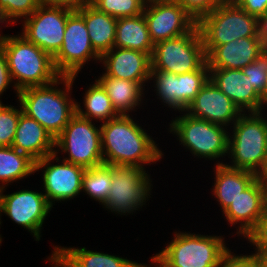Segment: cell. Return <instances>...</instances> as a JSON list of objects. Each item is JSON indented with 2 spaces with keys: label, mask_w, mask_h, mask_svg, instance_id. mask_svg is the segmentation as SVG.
<instances>
[{
  "label": "cell",
  "mask_w": 267,
  "mask_h": 267,
  "mask_svg": "<svg viewBox=\"0 0 267 267\" xmlns=\"http://www.w3.org/2000/svg\"><path fill=\"white\" fill-rule=\"evenodd\" d=\"M104 164L145 168L163 158V152L130 115H119L100 124Z\"/></svg>",
  "instance_id": "obj_1"
},
{
  "label": "cell",
  "mask_w": 267,
  "mask_h": 267,
  "mask_svg": "<svg viewBox=\"0 0 267 267\" xmlns=\"http://www.w3.org/2000/svg\"><path fill=\"white\" fill-rule=\"evenodd\" d=\"M76 77L61 76L49 85L28 87L18 92L23 113L42 125L54 140L76 113V101L69 96ZM60 84L64 85L63 90L58 88Z\"/></svg>",
  "instance_id": "obj_2"
},
{
  "label": "cell",
  "mask_w": 267,
  "mask_h": 267,
  "mask_svg": "<svg viewBox=\"0 0 267 267\" xmlns=\"http://www.w3.org/2000/svg\"><path fill=\"white\" fill-rule=\"evenodd\" d=\"M0 46L7 58L16 96L22 89L46 86L61 77L55 68L53 57L34 43L28 42L22 35L0 34Z\"/></svg>",
  "instance_id": "obj_3"
},
{
  "label": "cell",
  "mask_w": 267,
  "mask_h": 267,
  "mask_svg": "<svg viewBox=\"0 0 267 267\" xmlns=\"http://www.w3.org/2000/svg\"><path fill=\"white\" fill-rule=\"evenodd\" d=\"M262 112H243L231 126L227 155L232 160L225 165L261 174L267 162V119Z\"/></svg>",
  "instance_id": "obj_4"
},
{
  "label": "cell",
  "mask_w": 267,
  "mask_h": 267,
  "mask_svg": "<svg viewBox=\"0 0 267 267\" xmlns=\"http://www.w3.org/2000/svg\"><path fill=\"white\" fill-rule=\"evenodd\" d=\"M173 240L151 257L162 267H221L224 256L230 251L224 237L175 232Z\"/></svg>",
  "instance_id": "obj_5"
},
{
  "label": "cell",
  "mask_w": 267,
  "mask_h": 267,
  "mask_svg": "<svg viewBox=\"0 0 267 267\" xmlns=\"http://www.w3.org/2000/svg\"><path fill=\"white\" fill-rule=\"evenodd\" d=\"M206 57L219 45L245 37L258 36V18L229 0L219 4L198 22Z\"/></svg>",
  "instance_id": "obj_6"
},
{
  "label": "cell",
  "mask_w": 267,
  "mask_h": 267,
  "mask_svg": "<svg viewBox=\"0 0 267 267\" xmlns=\"http://www.w3.org/2000/svg\"><path fill=\"white\" fill-rule=\"evenodd\" d=\"M206 61L203 39L196 24L183 35L154 44L151 70L178 75L196 71Z\"/></svg>",
  "instance_id": "obj_7"
},
{
  "label": "cell",
  "mask_w": 267,
  "mask_h": 267,
  "mask_svg": "<svg viewBox=\"0 0 267 267\" xmlns=\"http://www.w3.org/2000/svg\"><path fill=\"white\" fill-rule=\"evenodd\" d=\"M169 126V132L178 137L181 142L179 144L190 150L195 157L216 160L228 154L229 132L222 125L184 113L172 119Z\"/></svg>",
  "instance_id": "obj_8"
},
{
  "label": "cell",
  "mask_w": 267,
  "mask_h": 267,
  "mask_svg": "<svg viewBox=\"0 0 267 267\" xmlns=\"http://www.w3.org/2000/svg\"><path fill=\"white\" fill-rule=\"evenodd\" d=\"M94 125L92 120L75 113L55 139V154L61 150L68 154V157H63L64 161L85 168L103 164L101 129Z\"/></svg>",
  "instance_id": "obj_9"
},
{
  "label": "cell",
  "mask_w": 267,
  "mask_h": 267,
  "mask_svg": "<svg viewBox=\"0 0 267 267\" xmlns=\"http://www.w3.org/2000/svg\"><path fill=\"white\" fill-rule=\"evenodd\" d=\"M146 168L133 165H112V181L104 208L115 214L127 215L151 198L152 181Z\"/></svg>",
  "instance_id": "obj_10"
},
{
  "label": "cell",
  "mask_w": 267,
  "mask_h": 267,
  "mask_svg": "<svg viewBox=\"0 0 267 267\" xmlns=\"http://www.w3.org/2000/svg\"><path fill=\"white\" fill-rule=\"evenodd\" d=\"M91 59L100 61V56L91 45L83 16L73 10L67 18L62 47L53 57L57 72L61 76H74Z\"/></svg>",
  "instance_id": "obj_11"
},
{
  "label": "cell",
  "mask_w": 267,
  "mask_h": 267,
  "mask_svg": "<svg viewBox=\"0 0 267 267\" xmlns=\"http://www.w3.org/2000/svg\"><path fill=\"white\" fill-rule=\"evenodd\" d=\"M72 11L65 7L40 4L23 20V30L19 34L54 57L62 47L66 21Z\"/></svg>",
  "instance_id": "obj_12"
},
{
  "label": "cell",
  "mask_w": 267,
  "mask_h": 267,
  "mask_svg": "<svg viewBox=\"0 0 267 267\" xmlns=\"http://www.w3.org/2000/svg\"><path fill=\"white\" fill-rule=\"evenodd\" d=\"M4 190L5 188L0 189V216L1 213H5L16 224L28 230L36 241H39L42 224L53 208L44 192L22 189L4 195ZM1 223L0 219V225ZM1 241L0 235V245Z\"/></svg>",
  "instance_id": "obj_13"
},
{
  "label": "cell",
  "mask_w": 267,
  "mask_h": 267,
  "mask_svg": "<svg viewBox=\"0 0 267 267\" xmlns=\"http://www.w3.org/2000/svg\"><path fill=\"white\" fill-rule=\"evenodd\" d=\"M56 160V163L52 164ZM43 168L44 195L53 207L55 201H66L77 197L82 192V177L85 167L66 162L55 153L35 161V171ZM54 202V203H53Z\"/></svg>",
  "instance_id": "obj_14"
},
{
  "label": "cell",
  "mask_w": 267,
  "mask_h": 267,
  "mask_svg": "<svg viewBox=\"0 0 267 267\" xmlns=\"http://www.w3.org/2000/svg\"><path fill=\"white\" fill-rule=\"evenodd\" d=\"M150 38L154 44L189 32L197 21L176 1L144 6Z\"/></svg>",
  "instance_id": "obj_15"
},
{
  "label": "cell",
  "mask_w": 267,
  "mask_h": 267,
  "mask_svg": "<svg viewBox=\"0 0 267 267\" xmlns=\"http://www.w3.org/2000/svg\"><path fill=\"white\" fill-rule=\"evenodd\" d=\"M185 112L194 118L226 128L233 125L243 113L210 79L198 92Z\"/></svg>",
  "instance_id": "obj_16"
},
{
  "label": "cell",
  "mask_w": 267,
  "mask_h": 267,
  "mask_svg": "<svg viewBox=\"0 0 267 267\" xmlns=\"http://www.w3.org/2000/svg\"><path fill=\"white\" fill-rule=\"evenodd\" d=\"M106 76L140 83L143 87L151 74V55L138 50L113 47L100 57Z\"/></svg>",
  "instance_id": "obj_17"
},
{
  "label": "cell",
  "mask_w": 267,
  "mask_h": 267,
  "mask_svg": "<svg viewBox=\"0 0 267 267\" xmlns=\"http://www.w3.org/2000/svg\"><path fill=\"white\" fill-rule=\"evenodd\" d=\"M209 79L230 98L242 112H261L266 105L242 69H209ZM246 110V111H245Z\"/></svg>",
  "instance_id": "obj_18"
},
{
  "label": "cell",
  "mask_w": 267,
  "mask_h": 267,
  "mask_svg": "<svg viewBox=\"0 0 267 267\" xmlns=\"http://www.w3.org/2000/svg\"><path fill=\"white\" fill-rule=\"evenodd\" d=\"M226 220L231 224H239L238 236L244 238L256 227L259 219L264 215L263 192L257 178L247 189L231 202L223 212ZM239 222V223H238Z\"/></svg>",
  "instance_id": "obj_19"
},
{
  "label": "cell",
  "mask_w": 267,
  "mask_h": 267,
  "mask_svg": "<svg viewBox=\"0 0 267 267\" xmlns=\"http://www.w3.org/2000/svg\"><path fill=\"white\" fill-rule=\"evenodd\" d=\"M262 53L259 37H245L217 46L206 58L209 69H242Z\"/></svg>",
  "instance_id": "obj_20"
},
{
  "label": "cell",
  "mask_w": 267,
  "mask_h": 267,
  "mask_svg": "<svg viewBox=\"0 0 267 267\" xmlns=\"http://www.w3.org/2000/svg\"><path fill=\"white\" fill-rule=\"evenodd\" d=\"M12 147L37 161L55 153V140L35 119L22 112Z\"/></svg>",
  "instance_id": "obj_21"
},
{
  "label": "cell",
  "mask_w": 267,
  "mask_h": 267,
  "mask_svg": "<svg viewBox=\"0 0 267 267\" xmlns=\"http://www.w3.org/2000/svg\"><path fill=\"white\" fill-rule=\"evenodd\" d=\"M215 165V182L211 192L224 212L231 202L258 178V175L251 171L234 169L219 161Z\"/></svg>",
  "instance_id": "obj_22"
},
{
  "label": "cell",
  "mask_w": 267,
  "mask_h": 267,
  "mask_svg": "<svg viewBox=\"0 0 267 267\" xmlns=\"http://www.w3.org/2000/svg\"><path fill=\"white\" fill-rule=\"evenodd\" d=\"M84 18L91 45L101 57L114 47L117 18L88 4L77 10Z\"/></svg>",
  "instance_id": "obj_23"
},
{
  "label": "cell",
  "mask_w": 267,
  "mask_h": 267,
  "mask_svg": "<svg viewBox=\"0 0 267 267\" xmlns=\"http://www.w3.org/2000/svg\"><path fill=\"white\" fill-rule=\"evenodd\" d=\"M97 81L108 94L119 115H130L129 112L135 111L136 106L139 107L141 101L143 102L145 87L138 82L117 79L104 74L99 76Z\"/></svg>",
  "instance_id": "obj_24"
},
{
  "label": "cell",
  "mask_w": 267,
  "mask_h": 267,
  "mask_svg": "<svg viewBox=\"0 0 267 267\" xmlns=\"http://www.w3.org/2000/svg\"><path fill=\"white\" fill-rule=\"evenodd\" d=\"M114 47L128 48L152 55L154 43L148 30L144 14L117 18Z\"/></svg>",
  "instance_id": "obj_25"
},
{
  "label": "cell",
  "mask_w": 267,
  "mask_h": 267,
  "mask_svg": "<svg viewBox=\"0 0 267 267\" xmlns=\"http://www.w3.org/2000/svg\"><path fill=\"white\" fill-rule=\"evenodd\" d=\"M69 267H134L137 262L83 248L55 246L54 251Z\"/></svg>",
  "instance_id": "obj_26"
},
{
  "label": "cell",
  "mask_w": 267,
  "mask_h": 267,
  "mask_svg": "<svg viewBox=\"0 0 267 267\" xmlns=\"http://www.w3.org/2000/svg\"><path fill=\"white\" fill-rule=\"evenodd\" d=\"M35 160L12 146H0V189L35 173Z\"/></svg>",
  "instance_id": "obj_27"
},
{
  "label": "cell",
  "mask_w": 267,
  "mask_h": 267,
  "mask_svg": "<svg viewBox=\"0 0 267 267\" xmlns=\"http://www.w3.org/2000/svg\"><path fill=\"white\" fill-rule=\"evenodd\" d=\"M83 106L84 109L76 102V113L88 120H99L102 123L107 122L110 119H113L119 114L115 111L112 102L101 86L97 81L93 85L89 86L84 94Z\"/></svg>",
  "instance_id": "obj_28"
},
{
  "label": "cell",
  "mask_w": 267,
  "mask_h": 267,
  "mask_svg": "<svg viewBox=\"0 0 267 267\" xmlns=\"http://www.w3.org/2000/svg\"><path fill=\"white\" fill-rule=\"evenodd\" d=\"M112 181V165L101 164L86 168L82 177V191L89 197L105 204Z\"/></svg>",
  "instance_id": "obj_29"
},
{
  "label": "cell",
  "mask_w": 267,
  "mask_h": 267,
  "mask_svg": "<svg viewBox=\"0 0 267 267\" xmlns=\"http://www.w3.org/2000/svg\"><path fill=\"white\" fill-rule=\"evenodd\" d=\"M209 80L207 61L196 71L178 74V111L185 112Z\"/></svg>",
  "instance_id": "obj_30"
},
{
  "label": "cell",
  "mask_w": 267,
  "mask_h": 267,
  "mask_svg": "<svg viewBox=\"0 0 267 267\" xmlns=\"http://www.w3.org/2000/svg\"><path fill=\"white\" fill-rule=\"evenodd\" d=\"M153 86L156 88V95L162 100L164 106H168L174 110H178V75L151 70L149 80H153Z\"/></svg>",
  "instance_id": "obj_31"
},
{
  "label": "cell",
  "mask_w": 267,
  "mask_h": 267,
  "mask_svg": "<svg viewBox=\"0 0 267 267\" xmlns=\"http://www.w3.org/2000/svg\"><path fill=\"white\" fill-rule=\"evenodd\" d=\"M91 4L115 18L137 16L145 6L140 0H92Z\"/></svg>",
  "instance_id": "obj_32"
},
{
  "label": "cell",
  "mask_w": 267,
  "mask_h": 267,
  "mask_svg": "<svg viewBox=\"0 0 267 267\" xmlns=\"http://www.w3.org/2000/svg\"><path fill=\"white\" fill-rule=\"evenodd\" d=\"M12 105L0 104V146H12L20 114L23 112Z\"/></svg>",
  "instance_id": "obj_33"
},
{
  "label": "cell",
  "mask_w": 267,
  "mask_h": 267,
  "mask_svg": "<svg viewBox=\"0 0 267 267\" xmlns=\"http://www.w3.org/2000/svg\"><path fill=\"white\" fill-rule=\"evenodd\" d=\"M242 71L249 77L251 85L266 103L267 54L261 53L254 62L242 68Z\"/></svg>",
  "instance_id": "obj_34"
},
{
  "label": "cell",
  "mask_w": 267,
  "mask_h": 267,
  "mask_svg": "<svg viewBox=\"0 0 267 267\" xmlns=\"http://www.w3.org/2000/svg\"><path fill=\"white\" fill-rule=\"evenodd\" d=\"M39 5V0H0V7L12 24L29 17Z\"/></svg>",
  "instance_id": "obj_35"
},
{
  "label": "cell",
  "mask_w": 267,
  "mask_h": 267,
  "mask_svg": "<svg viewBox=\"0 0 267 267\" xmlns=\"http://www.w3.org/2000/svg\"><path fill=\"white\" fill-rule=\"evenodd\" d=\"M179 3L197 22L211 13L225 0H174Z\"/></svg>",
  "instance_id": "obj_36"
},
{
  "label": "cell",
  "mask_w": 267,
  "mask_h": 267,
  "mask_svg": "<svg viewBox=\"0 0 267 267\" xmlns=\"http://www.w3.org/2000/svg\"><path fill=\"white\" fill-rule=\"evenodd\" d=\"M245 238L255 246V253H267V213H264L256 227Z\"/></svg>",
  "instance_id": "obj_37"
},
{
  "label": "cell",
  "mask_w": 267,
  "mask_h": 267,
  "mask_svg": "<svg viewBox=\"0 0 267 267\" xmlns=\"http://www.w3.org/2000/svg\"><path fill=\"white\" fill-rule=\"evenodd\" d=\"M231 250L224 256L221 267H262L258 256L253 254L240 256Z\"/></svg>",
  "instance_id": "obj_38"
},
{
  "label": "cell",
  "mask_w": 267,
  "mask_h": 267,
  "mask_svg": "<svg viewBox=\"0 0 267 267\" xmlns=\"http://www.w3.org/2000/svg\"><path fill=\"white\" fill-rule=\"evenodd\" d=\"M233 5L257 18L267 13V0H229Z\"/></svg>",
  "instance_id": "obj_39"
},
{
  "label": "cell",
  "mask_w": 267,
  "mask_h": 267,
  "mask_svg": "<svg viewBox=\"0 0 267 267\" xmlns=\"http://www.w3.org/2000/svg\"><path fill=\"white\" fill-rule=\"evenodd\" d=\"M12 83L13 80L9 71L7 58L5 52L0 46V97L3 95L4 91L6 92V89H8V86L12 85ZM0 104H2L1 100Z\"/></svg>",
  "instance_id": "obj_40"
},
{
  "label": "cell",
  "mask_w": 267,
  "mask_h": 267,
  "mask_svg": "<svg viewBox=\"0 0 267 267\" xmlns=\"http://www.w3.org/2000/svg\"><path fill=\"white\" fill-rule=\"evenodd\" d=\"M92 0H39L41 5L65 7L71 10H79L80 8L91 4Z\"/></svg>",
  "instance_id": "obj_41"
},
{
  "label": "cell",
  "mask_w": 267,
  "mask_h": 267,
  "mask_svg": "<svg viewBox=\"0 0 267 267\" xmlns=\"http://www.w3.org/2000/svg\"><path fill=\"white\" fill-rule=\"evenodd\" d=\"M258 36L267 37V13L258 17Z\"/></svg>",
  "instance_id": "obj_42"
},
{
  "label": "cell",
  "mask_w": 267,
  "mask_h": 267,
  "mask_svg": "<svg viewBox=\"0 0 267 267\" xmlns=\"http://www.w3.org/2000/svg\"><path fill=\"white\" fill-rule=\"evenodd\" d=\"M258 179L263 192L264 212L267 213V176H258Z\"/></svg>",
  "instance_id": "obj_43"
},
{
  "label": "cell",
  "mask_w": 267,
  "mask_h": 267,
  "mask_svg": "<svg viewBox=\"0 0 267 267\" xmlns=\"http://www.w3.org/2000/svg\"><path fill=\"white\" fill-rule=\"evenodd\" d=\"M49 258L54 265V267H69L55 252L52 251V254Z\"/></svg>",
  "instance_id": "obj_44"
},
{
  "label": "cell",
  "mask_w": 267,
  "mask_h": 267,
  "mask_svg": "<svg viewBox=\"0 0 267 267\" xmlns=\"http://www.w3.org/2000/svg\"><path fill=\"white\" fill-rule=\"evenodd\" d=\"M253 255L259 257L262 267H267V253H253Z\"/></svg>",
  "instance_id": "obj_45"
},
{
  "label": "cell",
  "mask_w": 267,
  "mask_h": 267,
  "mask_svg": "<svg viewBox=\"0 0 267 267\" xmlns=\"http://www.w3.org/2000/svg\"><path fill=\"white\" fill-rule=\"evenodd\" d=\"M0 23H11L10 20L7 18V16L4 13V10L0 7Z\"/></svg>",
  "instance_id": "obj_46"
},
{
  "label": "cell",
  "mask_w": 267,
  "mask_h": 267,
  "mask_svg": "<svg viewBox=\"0 0 267 267\" xmlns=\"http://www.w3.org/2000/svg\"><path fill=\"white\" fill-rule=\"evenodd\" d=\"M261 40L262 53L267 54V37H259Z\"/></svg>",
  "instance_id": "obj_47"
},
{
  "label": "cell",
  "mask_w": 267,
  "mask_h": 267,
  "mask_svg": "<svg viewBox=\"0 0 267 267\" xmlns=\"http://www.w3.org/2000/svg\"><path fill=\"white\" fill-rule=\"evenodd\" d=\"M144 5L152 4V3H158V2H165L170 0H140Z\"/></svg>",
  "instance_id": "obj_48"
},
{
  "label": "cell",
  "mask_w": 267,
  "mask_h": 267,
  "mask_svg": "<svg viewBox=\"0 0 267 267\" xmlns=\"http://www.w3.org/2000/svg\"><path fill=\"white\" fill-rule=\"evenodd\" d=\"M152 263H155L154 266H156V264H157L156 267H162L158 262H152ZM134 267H150V266H148L146 264L137 263Z\"/></svg>",
  "instance_id": "obj_49"
},
{
  "label": "cell",
  "mask_w": 267,
  "mask_h": 267,
  "mask_svg": "<svg viewBox=\"0 0 267 267\" xmlns=\"http://www.w3.org/2000/svg\"><path fill=\"white\" fill-rule=\"evenodd\" d=\"M258 176H267V162H266L265 168L263 169L261 174H259Z\"/></svg>",
  "instance_id": "obj_50"
},
{
  "label": "cell",
  "mask_w": 267,
  "mask_h": 267,
  "mask_svg": "<svg viewBox=\"0 0 267 267\" xmlns=\"http://www.w3.org/2000/svg\"><path fill=\"white\" fill-rule=\"evenodd\" d=\"M266 107H267V71H266Z\"/></svg>",
  "instance_id": "obj_51"
}]
</instances>
